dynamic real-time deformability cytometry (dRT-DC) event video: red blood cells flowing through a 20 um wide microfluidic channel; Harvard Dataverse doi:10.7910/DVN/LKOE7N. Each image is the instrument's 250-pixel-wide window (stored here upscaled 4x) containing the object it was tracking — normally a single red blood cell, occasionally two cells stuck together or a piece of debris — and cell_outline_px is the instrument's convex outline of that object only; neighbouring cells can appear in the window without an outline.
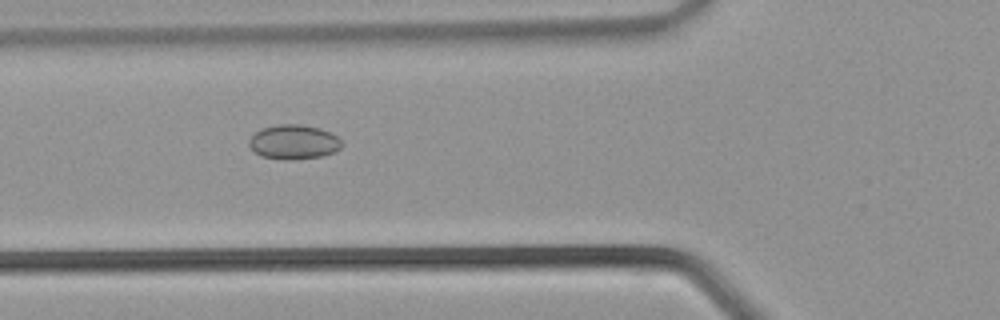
{"species": "common noctule bat (a hibernating species)", "species_latin": "Nyctalus noctula", "temperature_condition": "warm", "stored_images_in_passage": 34, "camera_frame_rate_fps": 3000, "um_per_image_px": 0.085, "animal": {"sex": "male", "body_mass_g": 21.5, "forearm_length_mm": 52.0}, "frame": {"image": 1, "passage_image": 13, "time_ms": 4.0, "image_size_px": [1000, 320], "cell_outline_px": [[344, 144], [336, 152], [324, 156], [288, 160], [284, 160], [260, 156], [248, 144], [248, 140], [260, 128], [276, 124], [300, 124], [320, 128], [336, 136]], "centroid_in_image_um": [24.97, 12.07], "position_along_channel_um": 100.8, "area_um2": 18.79}}
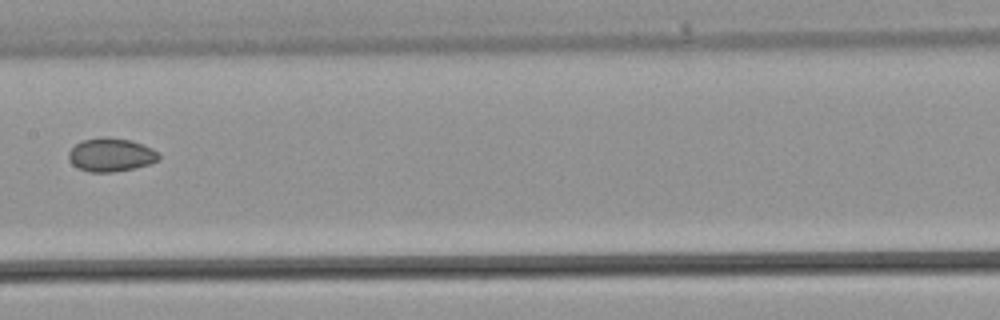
{"frame": {"image": 2, "passage_image": 18, "time_ms": 5.667, "image_size_px": [1000, 320], "cell_outline_px": [[160, 160], [152, 164], [136, 168], [112, 172], [88, 172], [72, 164], [68, 160], [68, 152], [76, 144], [84, 140], [104, 136], [108, 136], [132, 140], [152, 148], [160, 152]], "centroid_in_image_um": [9.48, 13.16], "position_along_channel_um": 197.9, "area_um2": 17.92}}
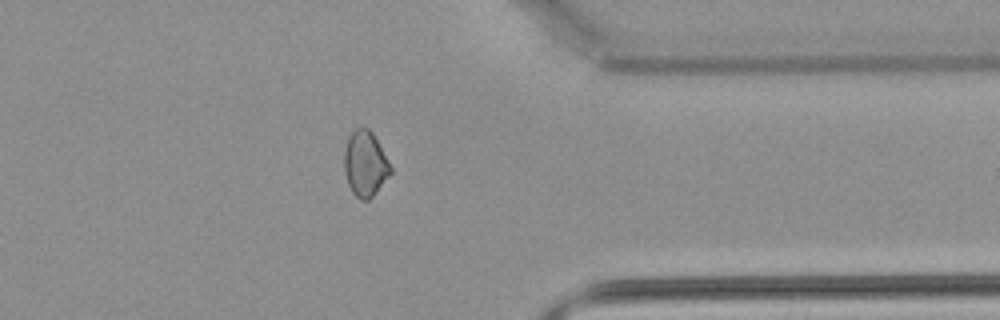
{"frame": {"image": 3, "passage_image": 28, "time_ms": 9.0, "image_size_px": [1000, 320], "cell_outline_px": [[392, 172], [372, 196], [368, 200], [360, 200], [352, 192], [348, 184], [344, 172], [344, 152], [348, 136], [356, 128], [368, 128], [372, 132], [388, 160], [392, 168]], "centroid_in_image_um": [31.02, 13.92], "position_along_channel_um": 380.4, "area_um2": 17.51}}